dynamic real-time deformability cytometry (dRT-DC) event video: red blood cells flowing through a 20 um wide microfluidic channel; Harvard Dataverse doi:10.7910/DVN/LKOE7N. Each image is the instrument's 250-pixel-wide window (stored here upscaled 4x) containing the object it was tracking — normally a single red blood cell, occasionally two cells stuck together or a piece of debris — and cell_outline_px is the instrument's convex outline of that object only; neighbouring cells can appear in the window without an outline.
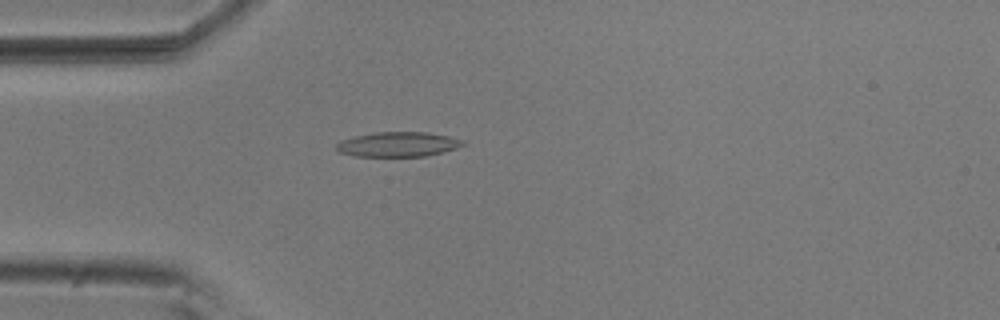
{"species": "common noctule bat (a hibernating species)", "species_latin": "Nyctalus noctula", "temperature_condition": "room temperature", "stored_images_in_passage": 1, "camera_frame_rate_fps": 3000, "um_per_image_px": 0.085, "animal": {"sex": "male", "body_mass_g": 20.5, "forearm_length_mm": 52.5}, "frame": {"image": 1, "passage_image": 1, "time_ms": 0.0, "image_size_px": [1000, 320], "cell_outline_px": [[464, 144], [456, 148], [444, 152], [424, 156], [352, 156], [340, 152], [336, 148], [336, 144], [340, 140], [372, 132], [428, 132], [448, 136], [464, 140]], "centroid_in_image_um": [33.82, 12.26], "position_along_channel_um": 51.2, "area_um2": 18.26}}